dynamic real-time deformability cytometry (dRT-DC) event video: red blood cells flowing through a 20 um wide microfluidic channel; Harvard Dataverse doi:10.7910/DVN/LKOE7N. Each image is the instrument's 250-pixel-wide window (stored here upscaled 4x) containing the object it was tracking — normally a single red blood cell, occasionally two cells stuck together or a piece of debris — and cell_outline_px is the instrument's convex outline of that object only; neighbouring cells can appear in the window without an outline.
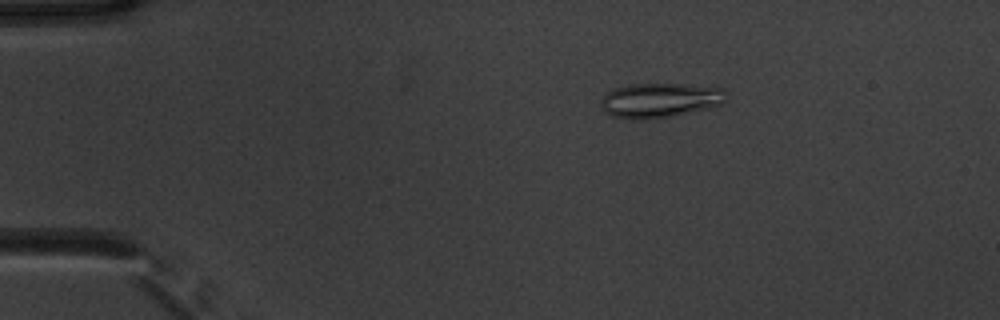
{"species": "common noctule bat (a hibernating species)", "species_latin": "Nyctalus noctula", "temperature_condition": "warm", "stored_images_in_passage": 44, "camera_frame_rate_fps": 3000, "um_per_image_px": 0.085, "animal": {"sex": "male", "body_mass_g": 20.1, "forearm_length_mm": 53.5}, "frame": {"image": 1, "passage_image": 1, "time_ms": 0.0, "image_size_px": [1000, 320], "cell_outline_px": [[728, 100], [720, 104], [708, 108], [668, 116], [636, 120], [612, 116], [604, 112], [600, 104], [604, 96], [612, 88], [628, 84], [680, 84], [724, 88], [728, 92]], "centroid_in_image_um": [56.1, 8.5], "position_along_channel_um": 28.9, "area_um2": 25.26}}
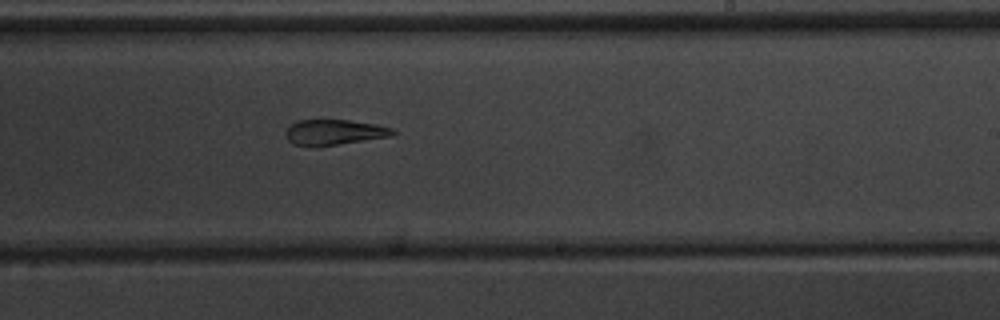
{"frame": {"image": 2, "passage_image": 24, "time_ms": 7.667, "image_size_px": [1000, 320], "cell_outline_px": [[396, 132], [392, 136], [336, 144], [292, 144], [288, 140], [284, 132], [292, 124], [300, 120], [348, 120], [376, 124], [392, 128]], "centroid_in_image_um": [28.44, 11.21], "position_along_channel_um": 260.6, "area_um2": 15.26}}
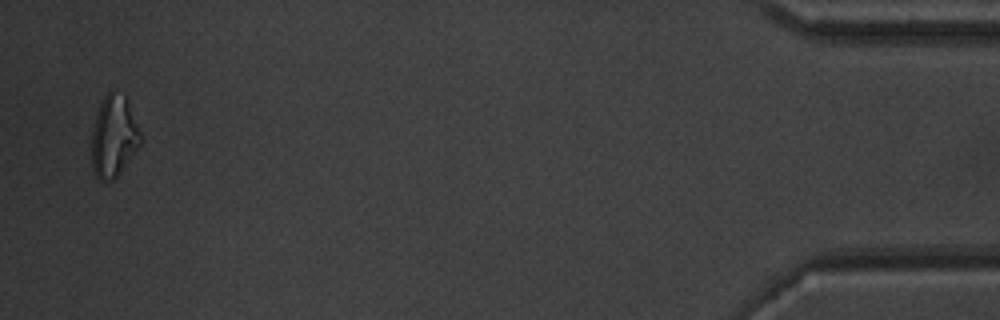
{"frame": {"image": 3, "passage_image": 43, "time_ms": 14.0, "image_size_px": [1000, 320], "cell_outline_px": [[140, 144], [120, 172], [112, 180], [100, 180], [96, 176], [92, 168], [92, 128], [96, 112], [108, 88], [124, 96], [128, 100], [140, 132]], "centroid_in_image_um": [9.64, 11.55], "position_along_channel_um": 425.6, "area_um2": 23.06}, "authors_computed_cell_mechanics": {"area_um2": 18.0625, "velocity_mm_per_s": 3.8592, "shape_relaxation_time_tau1_ms": null, "shape_relaxation_time_tau2_ms": 2.965, "deformation_change_tau1": null, "deformation_change_tau2": 0.1306}}